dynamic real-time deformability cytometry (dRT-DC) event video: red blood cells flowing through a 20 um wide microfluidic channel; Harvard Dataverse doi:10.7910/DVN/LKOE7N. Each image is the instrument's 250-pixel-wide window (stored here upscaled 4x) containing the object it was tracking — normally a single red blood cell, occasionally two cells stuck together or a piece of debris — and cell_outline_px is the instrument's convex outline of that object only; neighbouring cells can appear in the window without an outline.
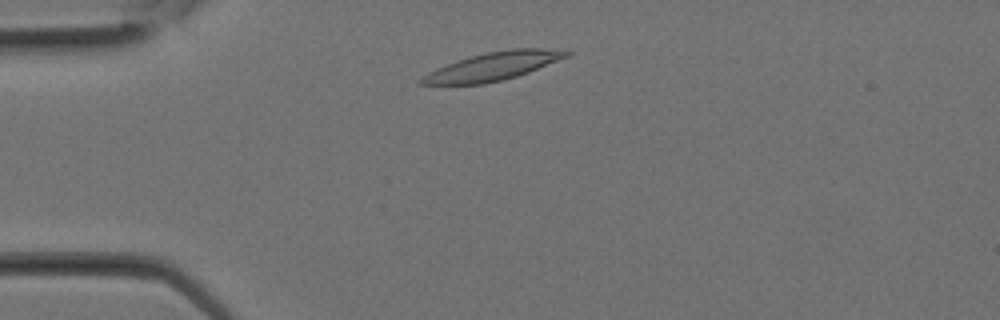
{"species": "Egyptian fruit bat (a non-hibernating species)", "species_latin": "Rousettus aegyptiacus", "temperature_condition": "room temperature", "stored_images_in_passage": 8, "camera_frame_rate_fps": 3000, "um_per_image_px": 0.085, "animal": {"sex": "female"}, "frame": {"image": 1, "passage_image": 3, "time_ms": 0.667, "image_size_px": [1000, 320], "cell_outline_px": [[572, 52], [568, 56], [528, 72], [516, 76], [484, 84], [416, 84], [428, 72], [448, 64], [472, 56], [488, 52], [512, 48], [540, 48]], "centroid_in_image_um": [41.9, 5.64], "position_along_channel_um": 43.1, "area_um2": 23.06}}
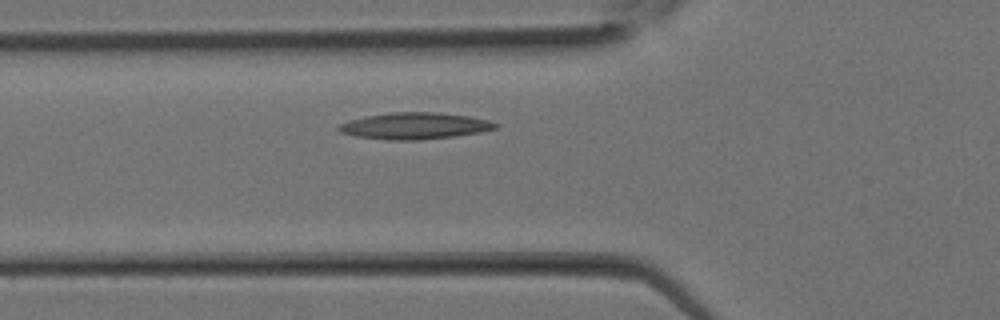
{"frame": {"image": 2, "passage_image": 6, "time_ms": 1.667, "image_size_px": [1000, 320], "cell_outline_px": [[500, 124], [496, 128], [480, 132], [456, 136], [420, 140], [384, 140], [356, 136], [340, 132], [336, 128], [340, 124], [348, 120], [364, 116], [388, 112], [436, 112], [468, 116], [488, 120]], "centroid_in_image_um": [35.22, 10.7], "position_along_channel_um": 90.6, "area_um2": 24.45}}
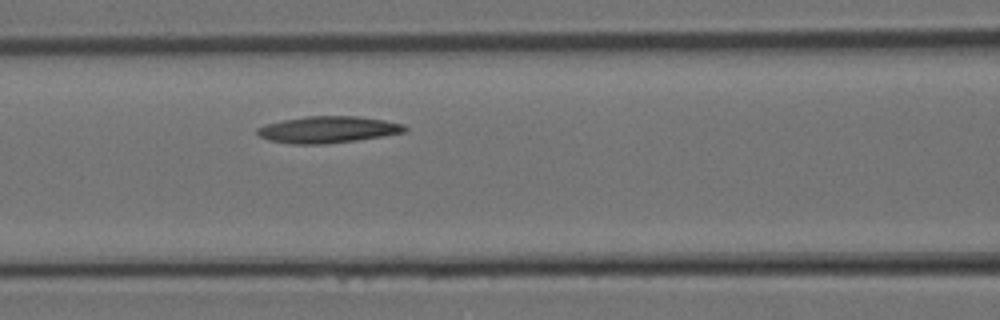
{"frame": {"image": 3, "passage_image": 8, "time_ms": 2.333, "image_size_px": [1000, 320], "cell_outline_px": [[408, 128], [404, 132], [384, 136], [356, 140], [324, 144], [292, 144], [268, 140], [260, 136], [256, 132], [256, 128], [264, 124], [284, 120], [308, 116], [360, 116], [384, 120], [404, 124]], "centroid_in_image_um": [27.87, 11.01], "position_along_channel_um": 138.7, "area_um2": 22.95}}